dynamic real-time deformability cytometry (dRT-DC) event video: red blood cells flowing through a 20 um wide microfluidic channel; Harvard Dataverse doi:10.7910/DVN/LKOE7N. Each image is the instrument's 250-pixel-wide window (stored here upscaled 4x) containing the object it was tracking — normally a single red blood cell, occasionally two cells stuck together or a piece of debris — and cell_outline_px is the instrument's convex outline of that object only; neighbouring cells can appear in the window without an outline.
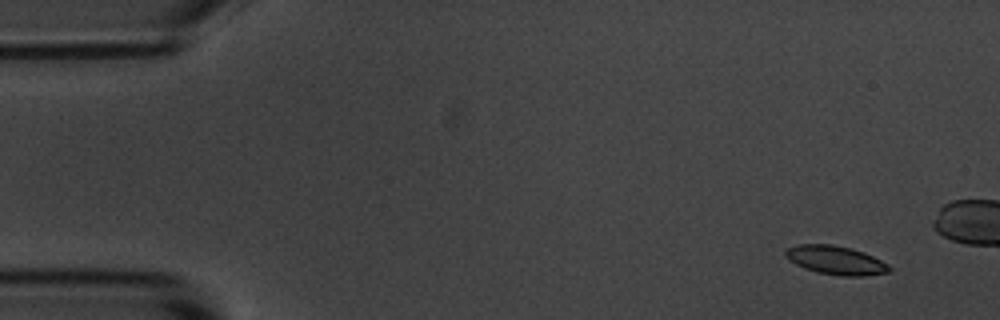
{"species": "common noctule bat (a hibernating species)", "species_latin": "Nyctalus noctula", "temperature_condition": "room temperature", "stored_images_in_passage": 5, "camera_frame_rate_fps": 3000, "um_per_image_px": 0.085, "animal": {"sex": "male", "body_mass_g": 20.1, "forearm_length_mm": 53.5}, "frame": {"image": 1, "passage_image": 1, "time_ms": 0.0, "image_size_px": [1000, 320], "cell_outline_px": [[892, 268], [888, 272], [864, 276], [840, 276], [816, 272], [804, 268], [788, 260], [784, 256], [784, 252], [788, 248], [800, 244], [832, 244], [852, 248], [864, 252], [888, 264]], "centroid_in_image_um": [71.02, 22.12], "position_along_channel_um": 14.0, "area_um2": 17.46}}